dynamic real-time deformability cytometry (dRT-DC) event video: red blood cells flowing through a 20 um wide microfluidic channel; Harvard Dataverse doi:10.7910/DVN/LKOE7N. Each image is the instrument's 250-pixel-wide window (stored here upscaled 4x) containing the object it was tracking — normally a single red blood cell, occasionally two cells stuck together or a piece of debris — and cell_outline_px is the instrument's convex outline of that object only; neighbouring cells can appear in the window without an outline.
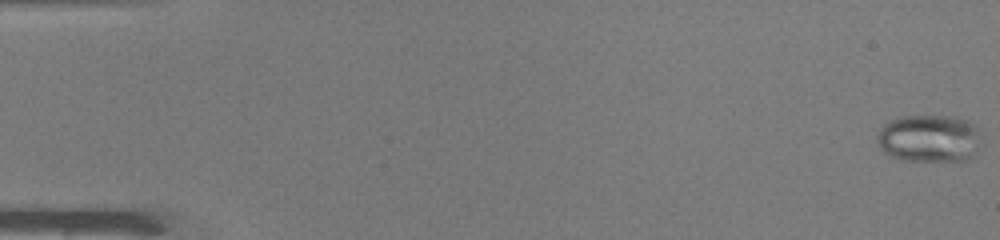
{"species": "common noctule bat (a hibernating species)", "species_latin": "Nyctalus noctula", "temperature_condition": "warm", "stored_images_in_passage": 7, "camera_frame_rate_fps": 3000, "um_per_image_px": 0.085, "animal": {"sex": "male", "body_mass_g": 19.0, "forearm_length_mm": 50.8}, "frame": {"image": 1, "passage_image": 1, "time_ms": 0.0, "image_size_px": [1000, 240], "cell_outline_px": [[976, 152], [972, 156], [964, 160], [900, 160], [884, 152], [880, 148], [876, 140], [876, 136], [880, 128], [888, 120], [900, 116], [956, 116], [968, 120], [976, 124]], "centroid_in_image_um": [78.9, 11.74], "position_along_channel_um": 6.1, "area_um2": 28.67}}